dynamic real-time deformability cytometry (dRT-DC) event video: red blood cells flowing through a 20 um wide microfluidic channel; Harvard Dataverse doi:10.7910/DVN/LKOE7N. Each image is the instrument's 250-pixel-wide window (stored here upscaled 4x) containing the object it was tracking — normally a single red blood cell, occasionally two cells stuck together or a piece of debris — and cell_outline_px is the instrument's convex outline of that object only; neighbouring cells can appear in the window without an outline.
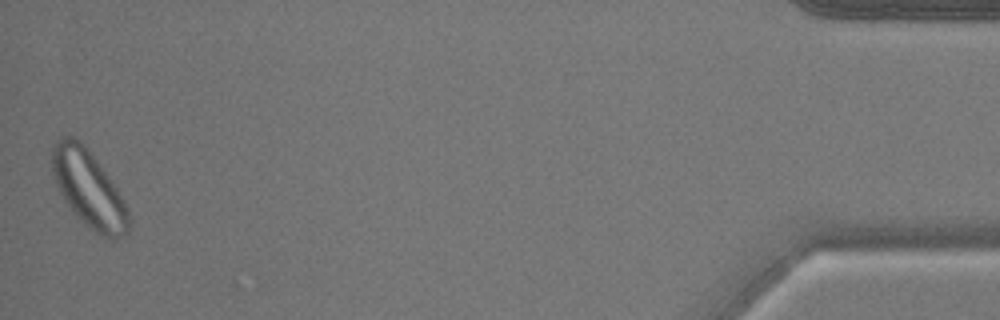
{"species": "common noctule bat (a hibernating species)", "species_latin": "Nyctalus noctula", "temperature_condition": "warm", "stored_images_in_passage": 50, "camera_frame_rate_fps": 3000, "um_per_image_px": 0.085, "animal": {"sex": "male", "body_mass_g": 17.9}, "frame": {"image": 1, "passage_image": 50, "time_ms": 16.333, "image_size_px": [1000, 320], "cell_outline_px": [[132, 220], [128, 232], [116, 240], [108, 240], [100, 236], [76, 216], [64, 200], [56, 188], [52, 176], [52, 148], [56, 140], [60, 136], [72, 136], [92, 156], [116, 188]], "centroid_in_image_um": [7.52, 16.13], "position_along_channel_um": 427.7, "area_um2": 33.87}}